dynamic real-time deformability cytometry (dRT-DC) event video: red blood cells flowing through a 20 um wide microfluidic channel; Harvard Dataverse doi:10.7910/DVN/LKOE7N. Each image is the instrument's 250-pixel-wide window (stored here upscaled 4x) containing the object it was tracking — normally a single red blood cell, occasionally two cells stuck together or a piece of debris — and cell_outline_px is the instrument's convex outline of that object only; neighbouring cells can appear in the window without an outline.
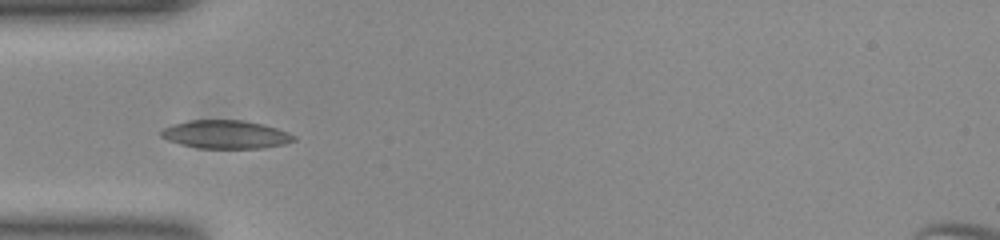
{"species": "common noctule bat (a hibernating species)", "species_latin": "Nyctalus noctula", "temperature_condition": "room temperature", "stored_images_in_passage": 12, "camera_frame_rate_fps": 3000, "um_per_image_px": 0.085, "animal": {"sex": "female", "body_mass_g": 23.0, "forearm_length_mm": 53.4}, "frame": {"image": 1, "passage_image": 3, "time_ms": 0.667, "image_size_px": [1000, 240], "cell_outline_px": [[296, 140], [280, 144], [256, 148], [200, 148], [180, 144], [168, 140], [160, 136], [160, 132], [164, 128], [188, 120], [244, 120], [264, 124], [276, 128], [292, 136]], "centroid_in_image_um": [19.12, 11.42], "position_along_channel_um": 65.9, "area_um2": 21.39}}
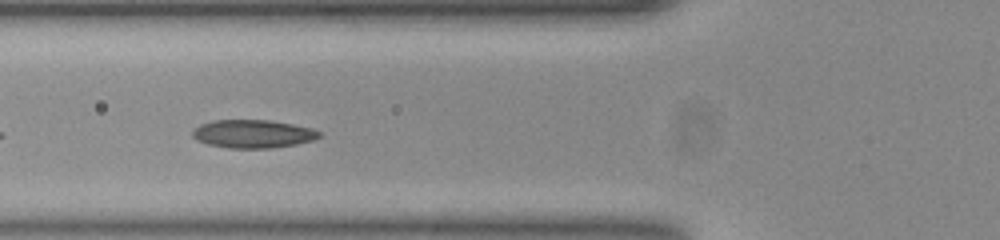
{"frame": {"image": 2, "passage_image": 6, "time_ms": 1.667, "image_size_px": [1000, 240], "cell_outline_px": [[320, 136], [312, 140], [292, 144], [268, 148], [232, 148], [208, 144], [192, 136], [192, 132], [200, 124], [212, 120], [268, 120], [292, 124], [308, 128], [320, 132]], "centroid_in_image_um": [21.45, 11.36], "position_along_channel_um": 104.3, "area_um2": 20.29}}
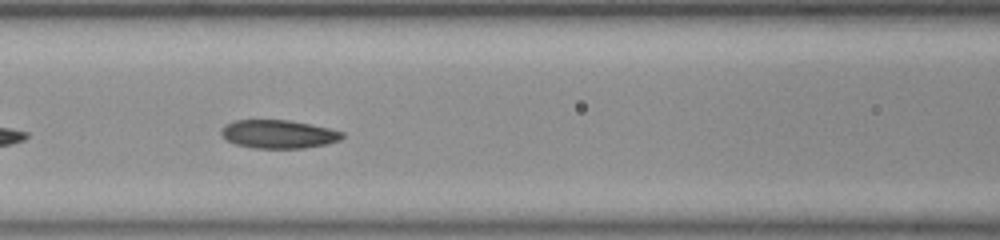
{"frame": {"image": 3, "passage_image": 9, "time_ms": 2.667, "image_size_px": [1000, 240], "cell_outline_px": [[344, 136], [340, 140], [324, 144], [300, 148], [256, 148], [236, 144], [228, 140], [220, 132], [232, 120], [288, 120], [328, 128], [344, 132]], "centroid_in_image_um": [23.68, 11.4], "position_along_channel_um": 142.9, "area_um2": 19.59}}